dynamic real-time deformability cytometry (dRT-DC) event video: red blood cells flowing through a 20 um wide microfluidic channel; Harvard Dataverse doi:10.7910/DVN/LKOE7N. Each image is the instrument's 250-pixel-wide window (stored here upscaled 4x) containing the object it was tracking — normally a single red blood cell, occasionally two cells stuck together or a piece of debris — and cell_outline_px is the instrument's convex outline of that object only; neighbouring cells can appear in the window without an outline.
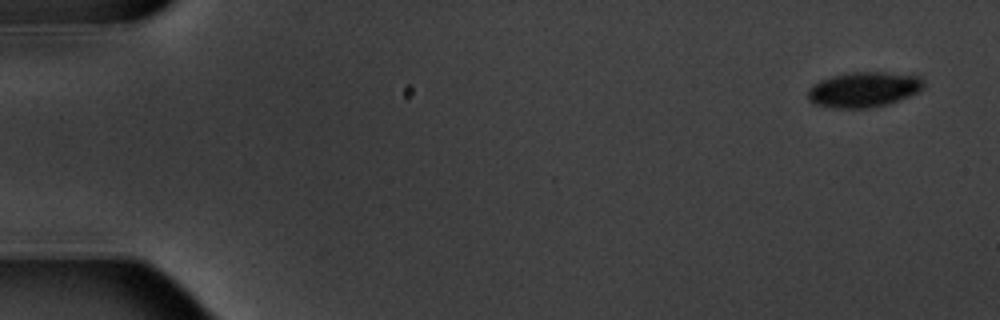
{"species": "common noctule bat (a hibernating species)", "species_latin": "Nyctalus noctula", "temperature_condition": "warm", "stored_images_in_passage": 6, "camera_frame_rate_fps": 3000, "um_per_image_px": 0.085, "animal": {"sex": "male", "body_mass_g": 20.1, "forearm_length_mm": 53.5}, "frame": {"image": 1, "passage_image": 1, "time_ms": 0.0, "image_size_px": [1000, 320], "cell_outline_px": [[924, 88], [908, 96], [888, 104], [868, 108], [832, 108], [816, 104], [808, 100], [808, 88], [812, 84], [820, 80], [832, 76], [852, 72], [880, 72], [920, 76], [924, 80]], "centroid_in_image_um": [73.39, 7.61], "position_along_channel_um": 11.6, "area_um2": 23.76}}
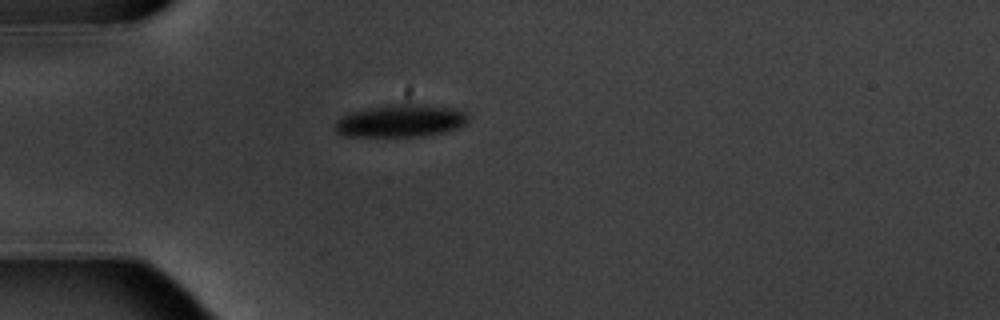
{"frame": {"image": 2, "passage_image": 5, "time_ms": 4.667, "image_size_px": [1000, 320], "cell_outline_px": [[468, 120], [460, 128], [444, 132], [424, 136], [344, 136], [336, 132], [336, 120], [352, 112], [384, 104], [412, 100], [460, 108], [468, 116]], "centroid_in_image_um": [34.16, 10.21], "position_along_channel_um": 50.8, "area_um2": 26.36}}